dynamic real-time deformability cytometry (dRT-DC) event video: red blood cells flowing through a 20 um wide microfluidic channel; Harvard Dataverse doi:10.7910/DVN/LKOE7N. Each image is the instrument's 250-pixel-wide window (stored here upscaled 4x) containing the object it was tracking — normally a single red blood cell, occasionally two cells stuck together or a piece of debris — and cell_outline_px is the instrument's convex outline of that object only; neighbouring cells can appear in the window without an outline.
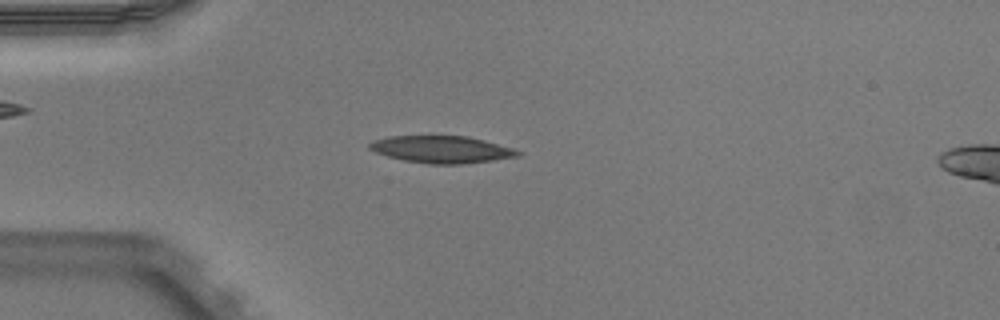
{"species": "Egyptian fruit bat (a non-hibernating species)", "species_latin": "Rousettus aegyptiacus", "temperature_condition": "warm", "stored_images_in_passage": 51, "camera_frame_rate_fps": 3000, "um_per_image_px": 0.085, "animal": {"sex": "male"}, "frame": {"image": 1, "passage_image": 14, "time_ms": 4.333, "image_size_px": [1000, 320], "cell_outline_px": [[520, 156], [492, 160], [460, 164], [428, 164], [404, 160], [388, 156], [376, 152], [368, 148], [368, 144], [376, 140], [388, 136], [468, 136], [484, 140], [512, 148], [520, 152]], "centroid_in_image_um": [37.53, 12.7], "position_along_channel_um": 47.5, "area_um2": 23.18}}
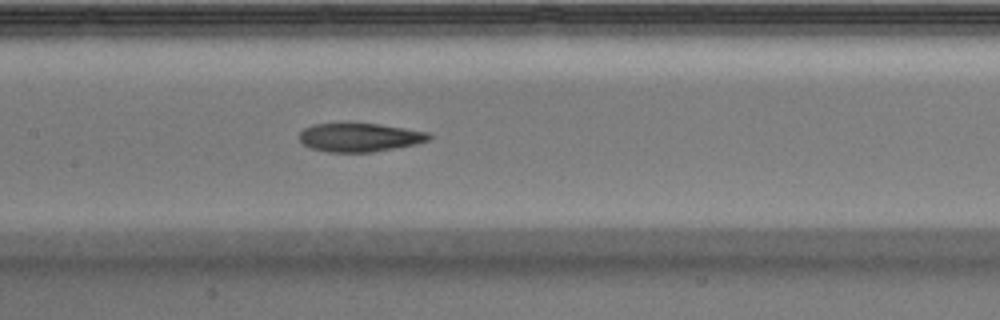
{"frame": {"image": 2, "passage_image": 25, "time_ms": 8.0, "image_size_px": [1000, 320], "cell_outline_px": [[432, 136], [428, 140], [416, 144], [372, 152], [328, 152], [312, 148], [304, 144], [300, 140], [300, 132], [304, 128], [312, 124], [376, 124], [428, 132]], "centroid_in_image_um": [30.56, 11.68], "position_along_channel_um": 176.8, "area_um2": 21.21}}
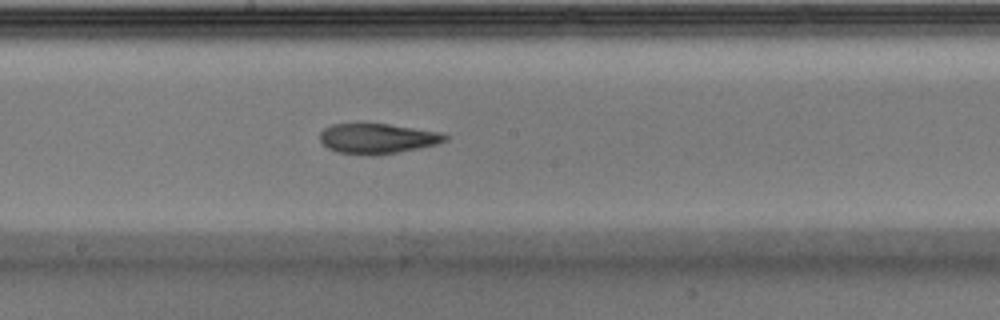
{"frame": {"image": 3, "passage_image": 28, "time_ms": 9.0, "image_size_px": [1000, 320], "cell_outline_px": [[448, 140], [436, 144], [376, 156], [368, 156], [336, 152], [328, 148], [320, 140], [320, 132], [324, 128], [332, 124], [388, 124], [440, 132], [448, 136]], "centroid_in_image_um": [32.05, 11.78], "position_along_channel_um": 216.2, "area_um2": 21.91}, "authors_computed_cell_mechanics": {"area_um2": 23.2934, "velocity_mm_per_s": 3.9379, "shape_relaxation_time_tau1_ms": null, "shape_relaxation_time_tau2_ms": 3.413, "deformation_change_tau1": null, "deformation_change_tau2": 0.1192}}